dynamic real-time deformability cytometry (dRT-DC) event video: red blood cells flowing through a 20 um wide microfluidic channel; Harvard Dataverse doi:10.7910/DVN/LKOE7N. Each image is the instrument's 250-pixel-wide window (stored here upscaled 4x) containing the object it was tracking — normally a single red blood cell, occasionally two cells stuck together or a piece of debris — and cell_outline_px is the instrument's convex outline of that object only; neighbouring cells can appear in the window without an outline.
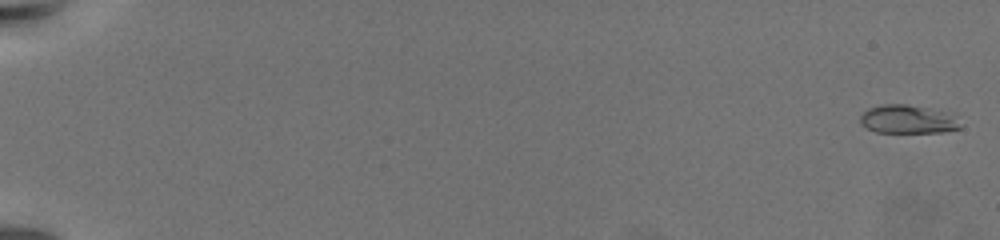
{"species": "common noctule bat (a hibernating species)", "species_latin": "Nyctalus noctula", "temperature_condition": "warm", "stored_images_in_passage": 24, "camera_frame_rate_fps": 3000, "um_per_image_px": 0.085, "animal": {"sex": "female", "body_mass_g": 19.5, "forearm_length_mm": 54.1}, "frame": {"image": 1, "passage_image": 1, "time_ms": 0.0, "image_size_px": [1000, 240], "cell_outline_px": [[960, 128], [940, 132], [876, 132], [860, 124], [860, 116], [868, 108], [884, 104], [904, 104], [928, 108], [944, 112]], "centroid_in_image_um": [77.01, 10.14], "position_along_channel_um": 8.0, "area_um2": 15.9}}
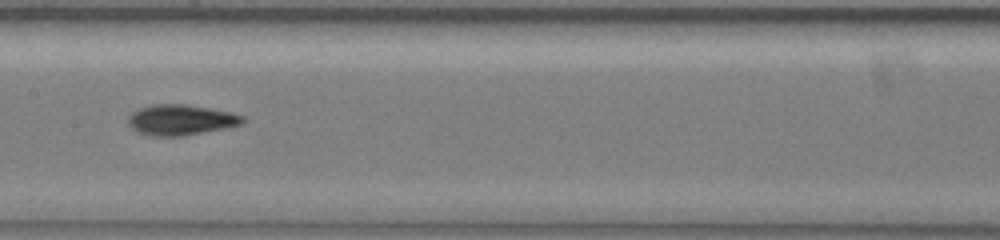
{"frame": {"image": 2, "passage_image": 14, "time_ms": 12.333, "image_size_px": [1000, 240], "cell_outline_px": [[244, 120], [240, 124], [224, 128], [184, 136], [148, 136], [132, 128], [128, 124], [128, 116], [132, 112], [140, 108], [152, 104], [184, 104], [208, 108], [228, 112], [244, 116]], "centroid_in_image_um": [15.32, 10.19], "position_along_channel_um": 192.1, "area_um2": 20.17}}
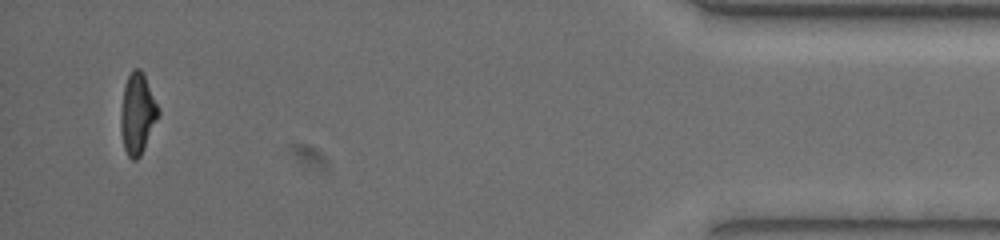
{"frame": {"image": 3, "passage_image": 24, "time_ms": 21.333, "image_size_px": [1000, 240], "cell_outline_px": [[160, 116], [140, 156], [136, 160], [132, 160], [128, 156], [124, 148], [120, 132], [120, 112], [124, 84], [132, 68], [140, 68], [144, 72], [160, 108]], "centroid_in_image_um": [11.7, 9.63], "position_along_channel_um": 423.5, "area_um2": 18.26}, "authors_computed_cell_mechanics": {"area_um2": 18.3804, "velocity_mm_per_s": 3.2912, "shape_relaxation_time_tau1_ms": 5.2608, "shape_relaxation_time_tau2_ms": 1.8146, "deformation_change_tau1": 0.1512, "deformation_change_tau2": 0.0544}}